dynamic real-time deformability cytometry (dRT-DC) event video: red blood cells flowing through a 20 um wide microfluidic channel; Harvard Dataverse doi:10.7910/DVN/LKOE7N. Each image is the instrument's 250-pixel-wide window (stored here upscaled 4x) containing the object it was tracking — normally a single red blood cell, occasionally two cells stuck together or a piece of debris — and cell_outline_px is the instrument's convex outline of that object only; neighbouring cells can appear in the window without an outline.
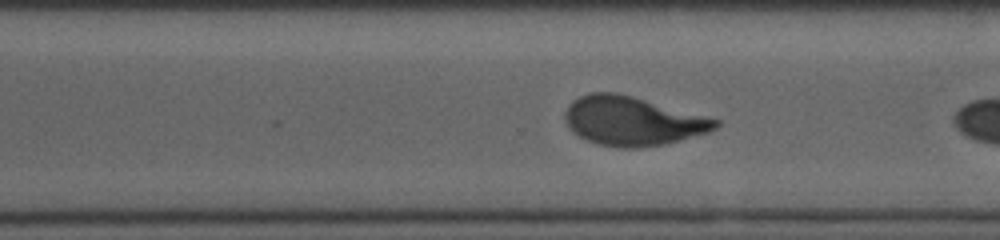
{"species": "human", "species_latin": "Homo sapiens", "temperature_condition": "cold", "stored_images_in_passage": 21, "camera_frame_rate_fps": 3000, "um_per_image_px": 0.085, "donor": {"sex": "male"}, "frame": {"image": 1, "passage_image": 18, "time_ms": 5.667, "image_size_px": [1000, 240], "cell_outline_px": [[720, 124], [716, 128], [708, 132], [664, 144], [632, 148], [620, 148], [600, 144], [588, 140], [572, 132], [568, 128], [564, 120], [564, 112], [568, 104], [572, 100], [580, 96], [592, 92], [616, 92], [632, 96], [720, 120]], "centroid_in_image_um": [53.71, 10.27], "position_along_channel_um": 316.9, "area_um2": 42.71}}